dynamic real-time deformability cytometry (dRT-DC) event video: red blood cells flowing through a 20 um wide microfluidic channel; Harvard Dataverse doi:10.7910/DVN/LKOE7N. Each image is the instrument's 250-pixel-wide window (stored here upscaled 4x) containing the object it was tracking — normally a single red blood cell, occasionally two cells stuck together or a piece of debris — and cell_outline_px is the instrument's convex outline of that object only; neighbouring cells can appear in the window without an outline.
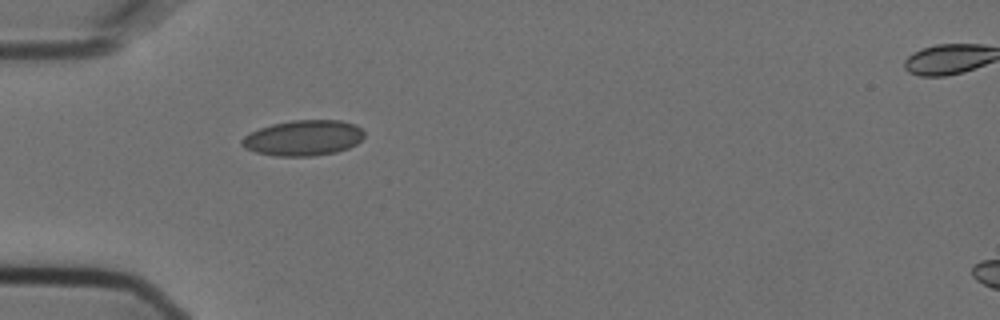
{"species": "Egyptian fruit bat (a non-hibernating species)", "species_latin": "Rousettus aegyptiacus", "temperature_condition": "cold", "stored_images_in_passage": 40, "camera_frame_rate_fps": 3000, "um_per_image_px": 0.085, "animal": {"sex": "female"}, "frame": {"image": 1, "passage_image": 1, "time_ms": 0.0, "image_size_px": [1000, 320], "cell_outline_px": [[364, 136], [356, 144], [348, 148], [336, 152], [312, 156], [276, 156], [256, 152], [244, 148], [240, 144], [240, 140], [244, 136], [260, 128], [272, 124], [292, 120], [340, 120], [356, 124], [364, 132]], "centroid_in_image_um": [25.78, 11.72], "position_along_channel_um": 59.2, "area_um2": 25.37}}
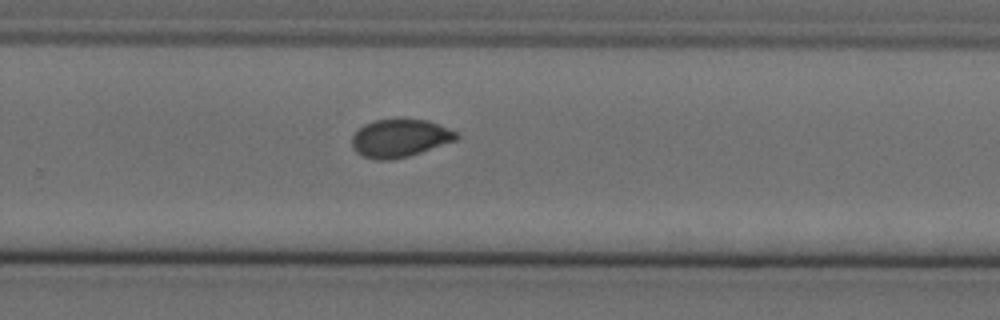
{"frame": {"image": 2, "passage_image": 21, "time_ms": 6.667, "image_size_px": [1000, 320], "cell_outline_px": [[460, 136], [456, 140], [408, 156], [392, 160], [376, 160], [364, 156], [356, 152], [352, 148], [352, 136], [364, 124], [372, 120], [428, 120], [456, 132]], "centroid_in_image_um": [33.96, 11.76], "position_along_channel_um": 295.8, "area_um2": 22.77}}
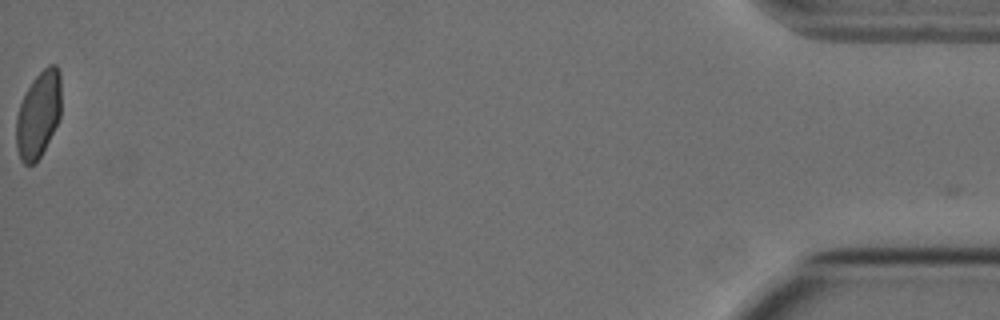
{"frame": {"image": 3, "passage_image": 40, "time_ms": 13.0, "image_size_px": [1000, 320], "cell_outline_px": [[60, 116], [40, 156], [32, 164], [24, 164], [20, 160], [16, 148], [16, 116], [20, 104], [32, 80], [48, 64], [56, 64], [60, 72]], "centroid_in_image_um": [3.25, 9.71], "position_along_channel_um": 432.0, "area_um2": 22.37}}